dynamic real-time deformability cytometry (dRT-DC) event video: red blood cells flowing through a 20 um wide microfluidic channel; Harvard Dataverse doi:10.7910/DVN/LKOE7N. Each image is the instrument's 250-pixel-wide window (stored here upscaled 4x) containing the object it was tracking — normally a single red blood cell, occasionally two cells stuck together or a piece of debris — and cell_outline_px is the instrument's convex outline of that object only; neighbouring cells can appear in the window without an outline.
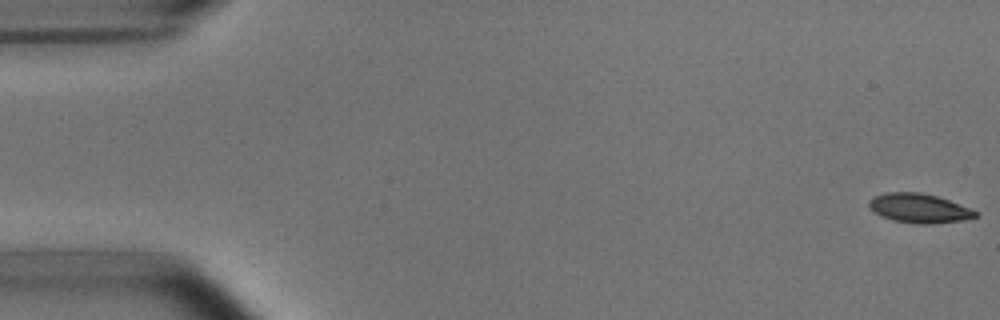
{"species": "common noctule bat (a hibernating species)", "species_latin": "Nyctalus noctula", "temperature_condition": "room temperature", "stored_images_in_passage": 26, "camera_frame_rate_fps": 3000, "um_per_image_px": 0.085, "animal": {"sex": "male", "body_mass_g": 15.6}, "frame": {"image": 1, "passage_image": 1, "time_ms": 0.0, "image_size_px": [1000, 320], "cell_outline_px": [[980, 212], [976, 216], [964, 220], [932, 224], [916, 224], [892, 220], [880, 216], [872, 212], [868, 208], [868, 200], [872, 196], [884, 192], [920, 192], [936, 196], [972, 208]], "centroid_in_image_um": [78.08, 17.7], "position_along_channel_um": 6.9, "area_um2": 18.55}}
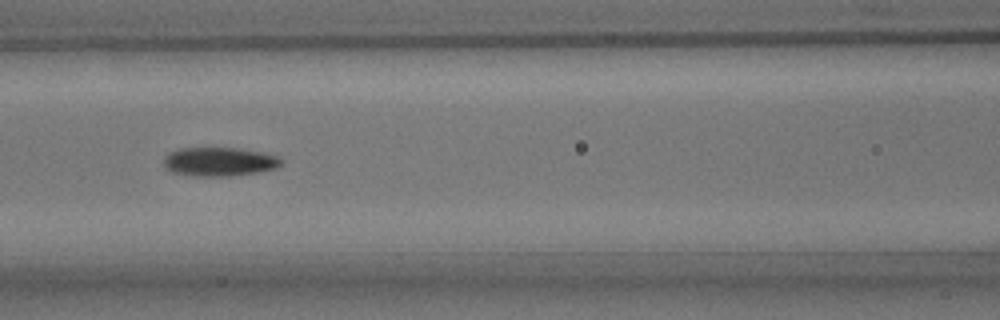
{"frame": {"image": 2, "passage_image": 23, "time_ms": 7.333, "image_size_px": [1000, 320], "cell_outline_px": [[284, 160], [276, 168], [256, 172], [228, 176], [192, 176], [172, 172], [164, 168], [164, 156], [168, 152], [180, 148], [240, 148], [260, 152], [276, 156]], "centroid_in_image_um": [18.58, 13.74], "position_along_channel_um": 148.0, "area_um2": 19.77}}
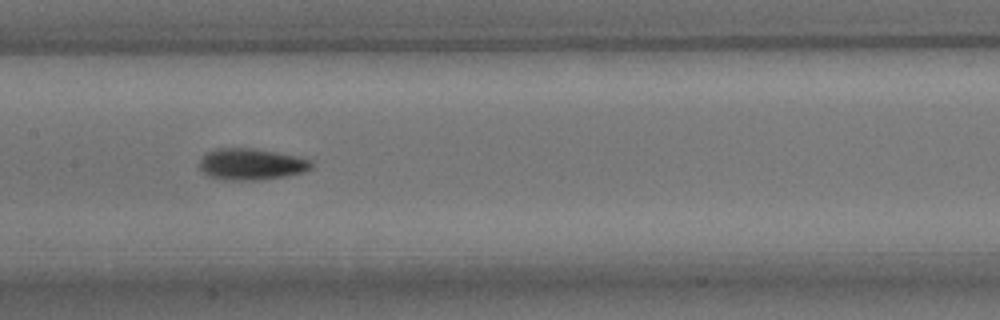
{"frame": {"image": 3, "passage_image": 26, "time_ms": 8.333, "image_size_px": [1000, 320], "cell_outline_px": [[312, 168], [304, 172], [288, 176], [260, 180], [220, 180], [208, 176], [200, 168], [200, 160], [208, 152], [216, 148], [252, 148], [276, 152], [296, 156], [312, 160]], "centroid_in_image_um": [21.38, 13.97], "position_along_channel_um": 186.0, "area_um2": 20.63}}